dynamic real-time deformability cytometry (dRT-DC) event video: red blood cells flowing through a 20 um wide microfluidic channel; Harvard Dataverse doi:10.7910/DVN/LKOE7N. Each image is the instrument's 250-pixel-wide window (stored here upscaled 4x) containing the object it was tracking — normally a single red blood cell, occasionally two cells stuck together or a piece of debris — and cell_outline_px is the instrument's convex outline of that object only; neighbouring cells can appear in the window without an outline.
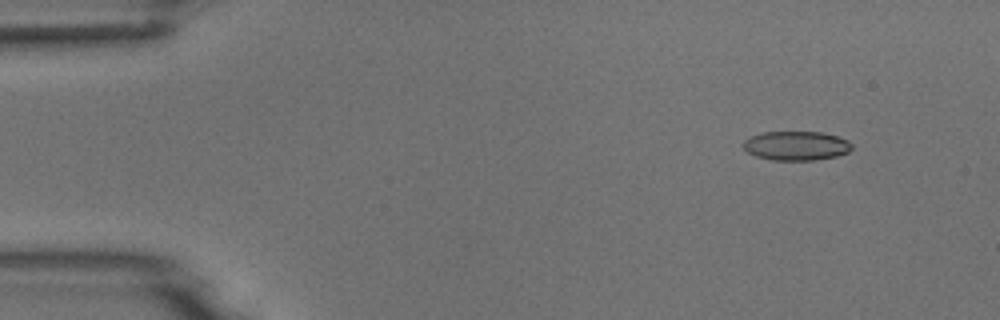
{"species": "common noctule bat (a hibernating species)", "species_latin": "Nyctalus noctula", "temperature_condition": "room temperature", "stored_images_in_passage": 5, "camera_frame_rate_fps": 3000, "um_per_image_px": 0.085, "animal": {"sex": "male", "body_mass_g": 18.8}, "frame": {"image": 1, "passage_image": 2, "time_ms": 1.0, "image_size_px": [1000, 320], "cell_outline_px": [[852, 148], [848, 152], [836, 156], [816, 160], [772, 160], [756, 156], [748, 152], [744, 148], [744, 140], [748, 136], [760, 132], [820, 132], [836, 136], [848, 140], [852, 144]], "centroid_in_image_um": [67.66, 12.38], "position_along_channel_um": 17.3, "area_um2": 18.5}}
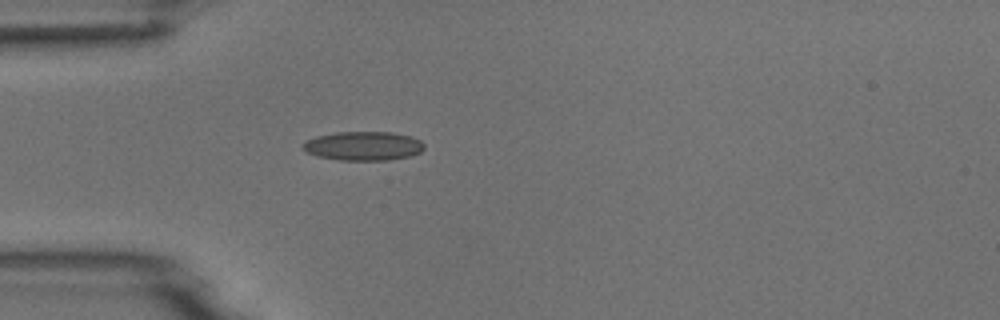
{"frame": {"image": 2, "passage_image": 5, "time_ms": 4.333, "image_size_px": [1000, 320], "cell_outline_px": [[424, 148], [420, 152], [408, 156], [388, 160], [340, 160], [320, 156], [308, 152], [304, 148], [304, 144], [308, 140], [316, 136], [336, 132], [392, 132], [412, 136], [420, 140], [424, 144]], "centroid_in_image_um": [30.94, 12.39], "position_along_channel_um": 54.1, "area_um2": 20.23}}